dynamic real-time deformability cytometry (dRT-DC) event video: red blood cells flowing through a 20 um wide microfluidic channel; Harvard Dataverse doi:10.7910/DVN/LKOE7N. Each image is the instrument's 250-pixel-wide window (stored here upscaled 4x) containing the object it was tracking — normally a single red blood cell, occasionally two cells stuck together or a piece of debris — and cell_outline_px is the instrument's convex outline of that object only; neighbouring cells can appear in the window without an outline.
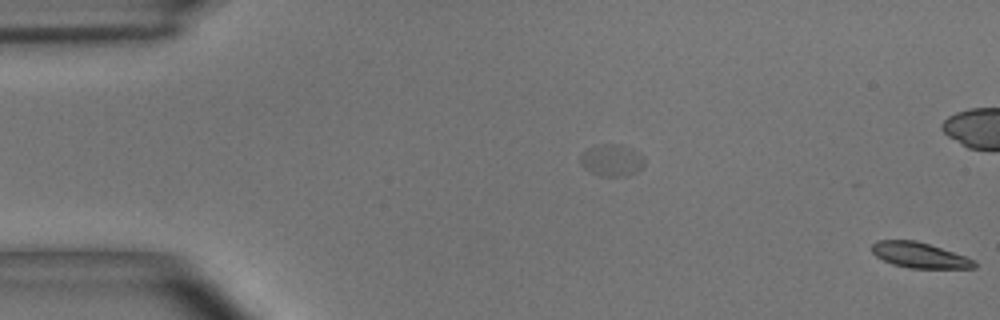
{"species": "common noctule bat (a hibernating species)", "species_latin": "Nyctalus noctula", "temperature_condition": "room temperature", "stored_images_in_passage": 9, "segment_of_instrument_passage": [2, 2], "camera_frame_rate_fps": 3000, "um_per_image_px": 0.085, "animal": {"sex": "male", "body_mass_g": 15.6}, "frame": {"image": 1, "passage_image": 9, "time_ms": 2.667, "image_size_px": [1000, 320], "cell_outline_px": [[976, 268], [908, 268], [892, 264], [876, 256], [872, 252], [872, 244], [876, 240], [916, 240], [976, 260]], "centroid_in_image_um": [78.14, 21.69], "position_along_channel_um": 6.9, "area_um2": 15.09}}